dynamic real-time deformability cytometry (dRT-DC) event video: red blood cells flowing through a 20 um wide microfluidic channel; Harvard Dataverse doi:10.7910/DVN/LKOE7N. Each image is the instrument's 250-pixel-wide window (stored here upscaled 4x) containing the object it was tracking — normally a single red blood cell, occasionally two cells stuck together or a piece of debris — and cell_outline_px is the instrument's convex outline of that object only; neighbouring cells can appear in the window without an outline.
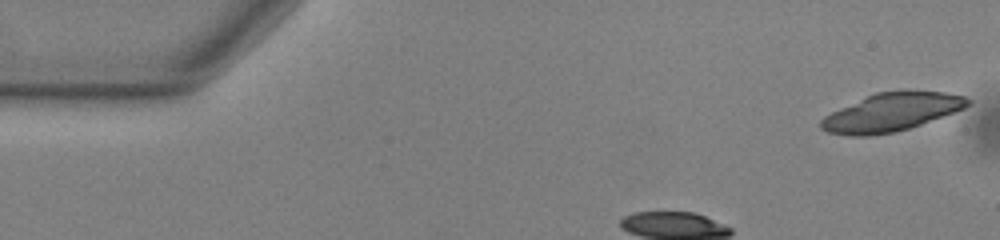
{"species": "common noctule bat (a hibernating species)", "species_latin": "Nyctalus noctula", "temperature_condition": "warm", "stored_images_in_passage": 8, "camera_frame_rate_fps": 3000, "um_per_image_px": 0.085, "animal": {"sex": "male", "body_mass_g": 13.0, "forearm_length_mm": 53.1}, "frame": {"image": 1, "passage_image": 1, "time_ms": 0.0, "image_size_px": [1000, 240], "cell_outline_px": [[972, 104], [964, 108], [920, 124], [896, 132], [868, 136], [848, 136], [828, 132], [820, 128], [820, 120], [824, 116], [840, 108], [876, 92], [904, 88], [908, 88], [948, 92], [964, 96], [972, 100]], "centroid_in_image_um": [75.81, 9.5], "position_along_channel_um": 9.2, "area_um2": 33.18}}